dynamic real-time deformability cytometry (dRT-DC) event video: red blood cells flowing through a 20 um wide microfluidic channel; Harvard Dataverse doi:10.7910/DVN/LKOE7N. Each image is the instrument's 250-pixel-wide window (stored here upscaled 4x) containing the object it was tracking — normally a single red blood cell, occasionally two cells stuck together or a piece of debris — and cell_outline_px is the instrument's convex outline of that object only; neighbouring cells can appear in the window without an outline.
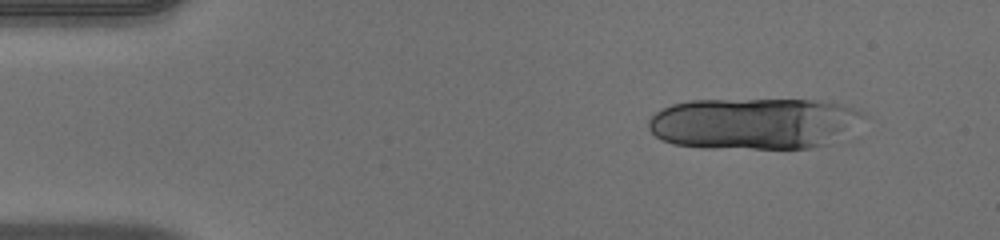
{"species": "human", "species_latin": "Homo sapiens", "temperature_condition": "warm", "stored_images_in_passage": 15, "camera_frame_rate_fps": 3000, "um_per_image_px": 0.085, "donor": {"sex": "male"}, "frame": {"image": 1, "passage_image": 5, "time_ms": 1.333, "image_size_px": [1000, 240], "cell_outline_px": [[864, 116], [824, 144], [808, 148], [700, 148], [672, 144], [656, 136], [648, 128], [648, 120], [660, 108], [672, 104], [688, 100], [828, 100], [860, 108], [864, 112]], "centroid_in_image_um": [63.98, 10.47], "position_along_channel_um": 21.0, "area_um2": 64.04}}